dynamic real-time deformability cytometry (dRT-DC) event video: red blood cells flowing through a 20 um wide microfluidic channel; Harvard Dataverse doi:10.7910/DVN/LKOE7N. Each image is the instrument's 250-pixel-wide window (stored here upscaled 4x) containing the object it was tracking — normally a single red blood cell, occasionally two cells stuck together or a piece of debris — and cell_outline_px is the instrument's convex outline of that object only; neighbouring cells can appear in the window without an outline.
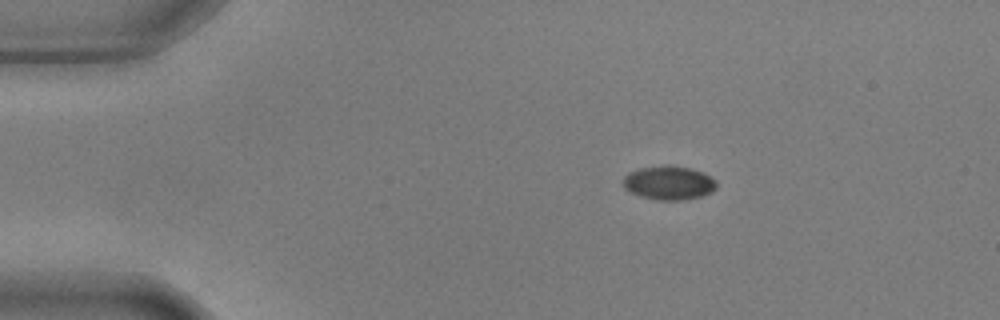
{"species": "common noctule bat (a hibernating species)", "species_latin": "Nyctalus noctula", "temperature_condition": "warm", "stored_images_in_passage": 42, "camera_frame_rate_fps": 3000, "um_per_image_px": 0.085, "animal": {"sex": "male", "body_mass_g": 17.9, "forearm_length_mm": 54.2}, "frame": {"image": 1, "passage_image": 1, "time_ms": 0.0, "image_size_px": [1000, 320], "cell_outline_px": [[716, 188], [712, 192], [700, 196], [680, 200], [660, 200], [640, 196], [628, 192], [624, 188], [624, 176], [628, 172], [640, 168], [664, 164], [668, 164], [692, 168], [704, 172], [716, 180]], "centroid_in_image_um": [56.85, 15.52], "position_along_channel_um": 28.2, "area_um2": 18.67}}
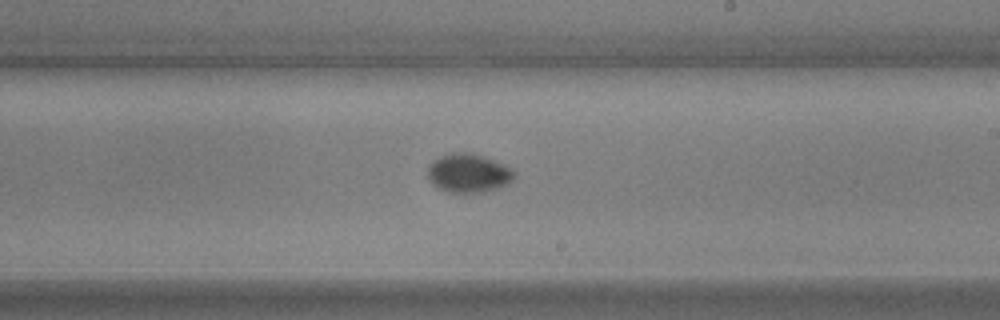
{"frame": {"image": 2, "passage_image": 24, "time_ms": 7.667, "image_size_px": [1000, 320], "cell_outline_px": [[516, 176], [508, 184], [496, 188], [480, 192], [448, 192], [432, 184], [428, 180], [428, 164], [432, 160], [440, 156], [452, 152], [472, 152], [484, 156], [504, 164], [516, 172]], "centroid_in_image_um": [39.81, 14.69], "position_along_channel_um": 249.2, "area_um2": 19.71}}
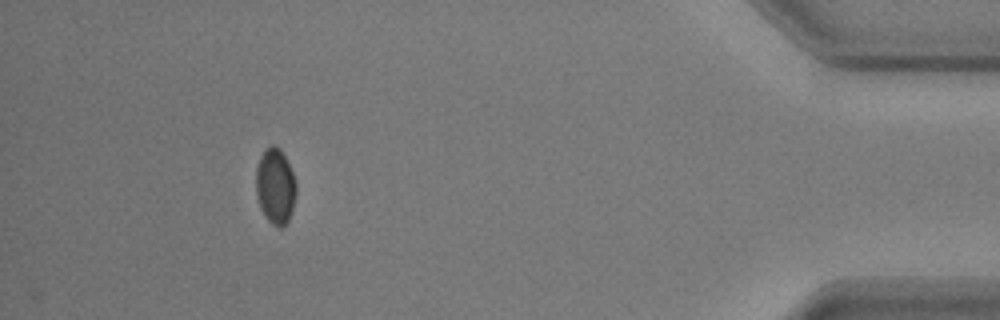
{"frame": {"image": 3, "passage_image": 42, "time_ms": 13.667, "image_size_px": [1000, 320], "cell_outline_px": [[296, 196], [288, 220], [280, 228], [276, 228], [264, 216], [260, 208], [256, 196], [256, 168], [260, 156], [272, 144], [276, 144], [280, 148], [296, 180]], "centroid_in_image_um": [23.39, 15.84], "position_along_channel_um": 411.8, "area_um2": 17.74}, "authors_computed_cell_mechanics": {"area_um2": 18.5249, "velocity_mm_per_s": 3.6579, "shape_relaxation_time_tau1_ms": 3.6918, "shape_relaxation_time_tau2_ms": null, "deformation_change_tau1": 0.1182, "deformation_change_tau2": null}}